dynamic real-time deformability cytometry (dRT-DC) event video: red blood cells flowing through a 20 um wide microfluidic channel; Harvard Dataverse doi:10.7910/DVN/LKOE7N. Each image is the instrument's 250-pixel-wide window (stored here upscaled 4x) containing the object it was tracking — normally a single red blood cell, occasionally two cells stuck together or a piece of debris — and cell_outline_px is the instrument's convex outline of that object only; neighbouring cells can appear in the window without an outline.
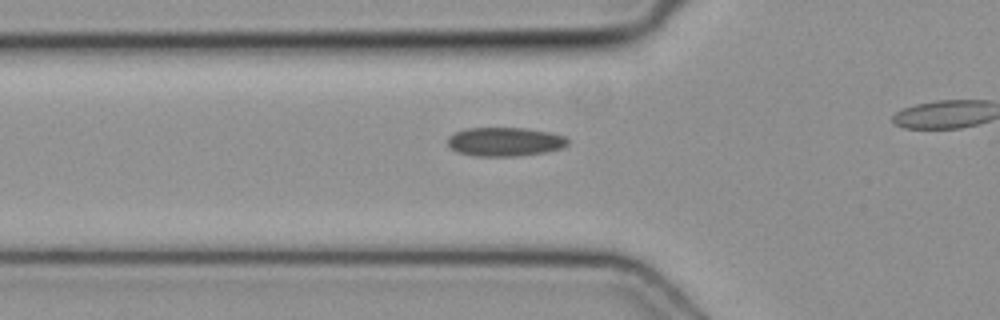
{"species": "common noctule bat (a hibernating species)", "species_latin": "Nyctalus noctula", "temperature_condition": "cold", "stored_images_in_passage": 33, "camera_frame_rate_fps": 3000, "um_per_image_px": 0.085, "animal": {"sex": "female", "body_mass_g": 19.3, "forearm_length_mm": 54.1}, "frame": {"image": 1, "passage_image": 11, "time_ms": 3.333, "image_size_px": [1000, 320], "cell_outline_px": [[568, 144], [560, 148], [544, 152], [516, 156], [476, 156], [456, 152], [448, 144], [448, 136], [464, 128], [524, 128], [548, 132], [564, 136], [568, 140]], "centroid_in_image_um": [42.88, 12.04], "position_along_channel_um": 82.9, "area_um2": 20.06}}
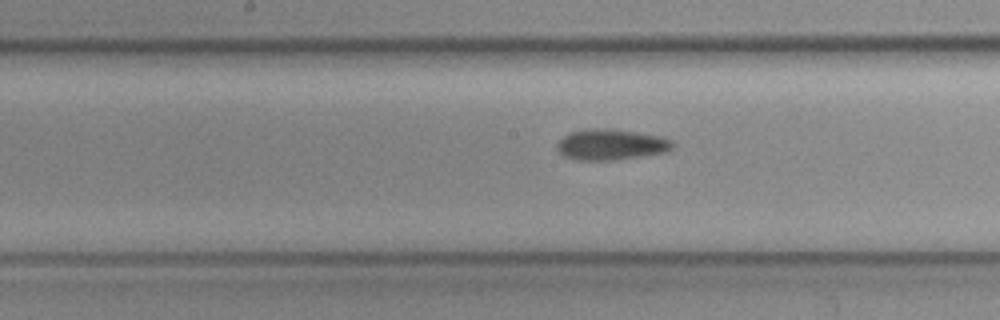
{"frame": {"image": 2, "passage_image": 19, "time_ms": 6.0, "image_size_px": [1000, 320], "cell_outline_px": [[672, 148], [664, 152], [612, 160], [576, 160], [564, 156], [556, 148], [556, 144], [568, 132], [592, 128], [604, 128], [636, 132], [660, 136], [672, 140]], "centroid_in_image_um": [51.88, 12.28], "position_along_channel_um": 196.3, "area_um2": 20.52}}
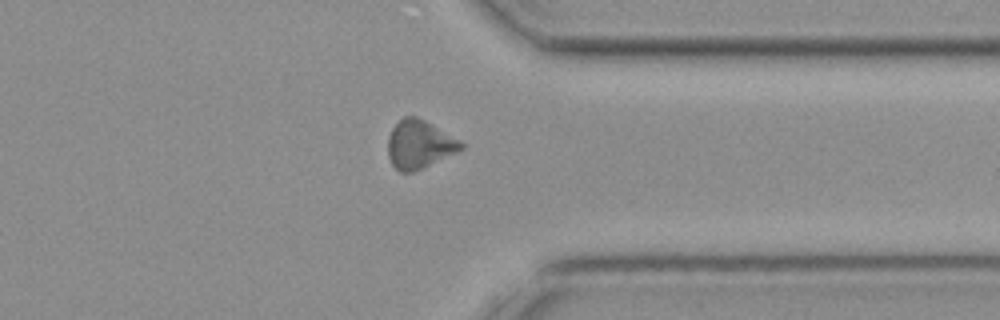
{"frame": {"image": 3, "passage_image": 32, "time_ms": 10.333, "image_size_px": [1000, 320], "cell_outline_px": [[464, 148], [456, 152], [412, 172], [400, 172], [392, 164], [388, 156], [388, 136], [392, 128], [404, 116], [416, 116], [424, 120], [460, 140], [464, 144]], "centroid_in_image_um": [35.62, 12.26], "position_along_channel_um": 375.8, "area_um2": 20.23}}